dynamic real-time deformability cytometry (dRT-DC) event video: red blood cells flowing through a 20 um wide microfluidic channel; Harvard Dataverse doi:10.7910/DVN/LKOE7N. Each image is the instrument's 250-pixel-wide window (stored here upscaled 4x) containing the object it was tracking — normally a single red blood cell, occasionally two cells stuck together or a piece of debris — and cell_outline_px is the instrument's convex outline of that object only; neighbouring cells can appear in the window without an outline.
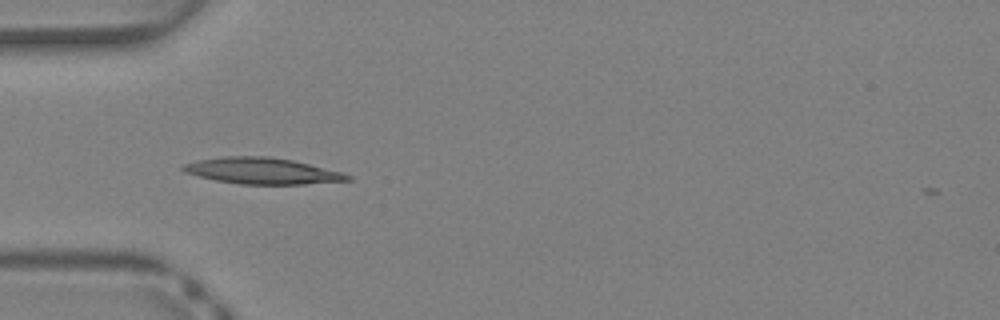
{"species": "Egyptian fruit bat (a non-hibernating species)", "species_latin": "Rousettus aegyptiacus", "temperature_condition": "warm", "stored_images_in_passage": 29, "camera_frame_rate_fps": 3000, "um_per_image_px": 0.085, "animal": {"sex": "female"}, "frame": {"image": 1, "passage_image": 1, "time_ms": 0.0, "image_size_px": [1000, 320], "cell_outline_px": [[352, 180], [304, 184], [240, 184], [216, 180], [184, 172], [180, 168], [184, 164], [196, 160], [224, 156], [268, 156], [292, 160], [340, 172], [352, 176]], "centroid_in_image_um": [22.25, 14.52], "position_along_channel_um": 62.8, "area_um2": 24.91}}
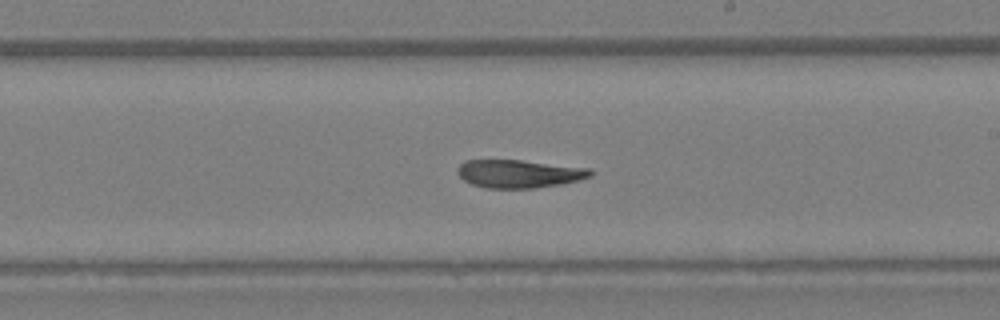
{"frame": {"image": 2, "passage_image": 12, "time_ms": 3.667, "image_size_px": [1000, 320], "cell_outline_px": [[592, 176], [580, 180], [560, 184], [536, 188], [484, 188], [472, 184], [464, 180], [456, 172], [456, 168], [464, 160], [520, 160], [588, 168], [592, 172]], "centroid_in_image_um": [44.08, 14.77], "position_along_channel_um": 244.9, "area_um2": 21.73}}
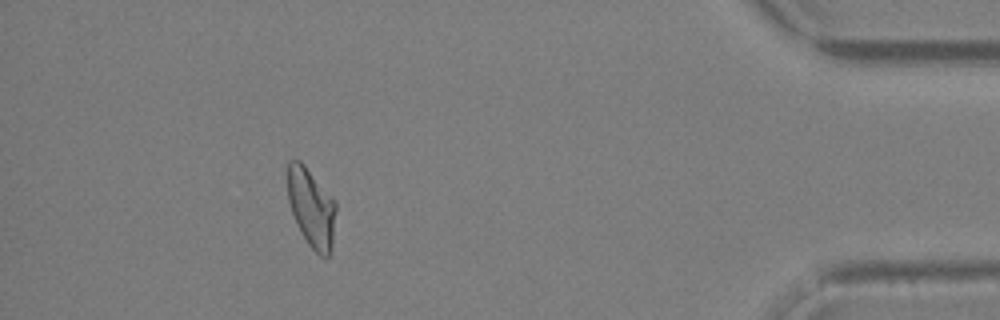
{"frame": {"image": 3, "passage_image": 25, "time_ms": 8.0, "image_size_px": [1000, 320], "cell_outline_px": [[336, 208], [332, 244], [328, 256], [320, 256], [308, 244], [292, 212], [288, 200], [288, 160], [300, 160], [304, 164], [336, 200]], "centroid_in_image_um": [26.48, 17.61], "position_along_channel_um": 408.7, "area_um2": 21.91}}